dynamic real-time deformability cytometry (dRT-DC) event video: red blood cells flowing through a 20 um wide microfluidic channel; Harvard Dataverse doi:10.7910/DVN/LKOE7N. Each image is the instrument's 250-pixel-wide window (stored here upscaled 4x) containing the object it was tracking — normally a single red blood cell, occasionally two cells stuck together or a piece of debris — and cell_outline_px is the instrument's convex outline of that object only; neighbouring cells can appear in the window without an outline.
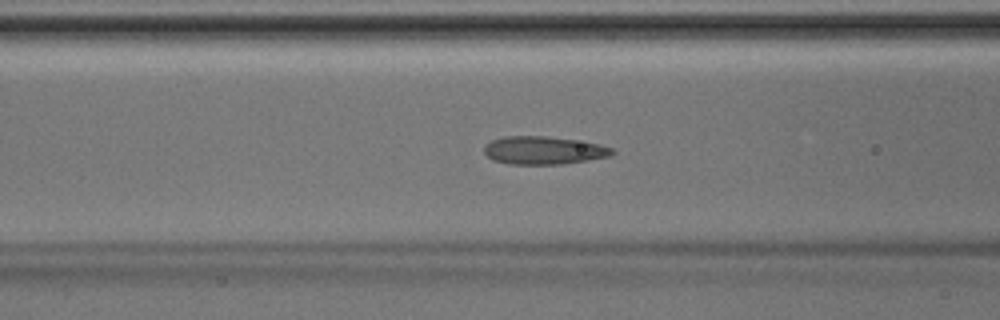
{"species": "Egyptian fruit bat (a non-hibernating species)", "species_latin": "Rousettus aegyptiacus", "temperature_condition": "room temperature", "stored_images_in_passage": 44, "camera_frame_rate_fps": 3000, "um_per_image_px": 0.085, "animal": {"sex": "male"}, "frame": {"image": 1, "passage_image": 17, "time_ms": 5.333, "image_size_px": [1000, 320], "cell_outline_px": [[616, 152], [608, 156], [588, 160], [560, 164], [508, 164], [492, 160], [484, 152], [484, 148], [492, 140], [504, 136], [544, 136], [600, 144], [612, 148]], "centroid_in_image_um": [46.19, 12.78], "position_along_channel_um": 120.4, "area_um2": 20.63}}
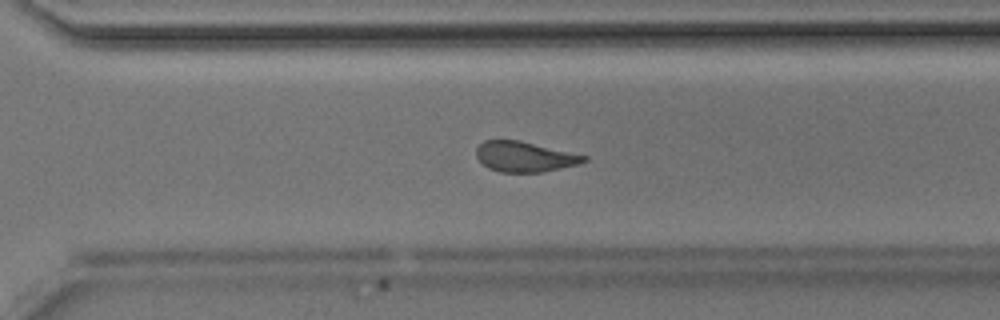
{"frame": {"image": 2, "passage_image": 31, "time_ms": 10.0, "image_size_px": [1000, 320], "cell_outline_px": [[588, 160], [580, 164], [544, 172], [500, 172], [488, 168], [476, 156], [476, 148], [484, 140], [520, 140], [588, 156]], "centroid_in_image_um": [44.62, 13.32], "position_along_channel_um": 326.0, "area_um2": 19.07}}
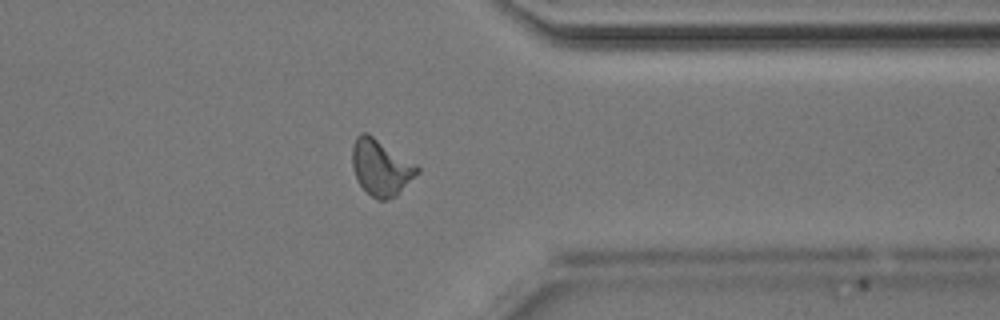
{"frame": {"image": 3, "passage_image": 35, "time_ms": 11.333, "image_size_px": [1000, 320], "cell_outline_px": [[420, 172], [396, 196], [384, 200], [376, 200], [356, 180], [352, 168], [352, 144], [356, 136], [360, 132], [368, 132], [416, 164], [420, 168]], "centroid_in_image_um": [32.36, 14.21], "position_along_channel_um": 379.0, "area_um2": 21.44}}